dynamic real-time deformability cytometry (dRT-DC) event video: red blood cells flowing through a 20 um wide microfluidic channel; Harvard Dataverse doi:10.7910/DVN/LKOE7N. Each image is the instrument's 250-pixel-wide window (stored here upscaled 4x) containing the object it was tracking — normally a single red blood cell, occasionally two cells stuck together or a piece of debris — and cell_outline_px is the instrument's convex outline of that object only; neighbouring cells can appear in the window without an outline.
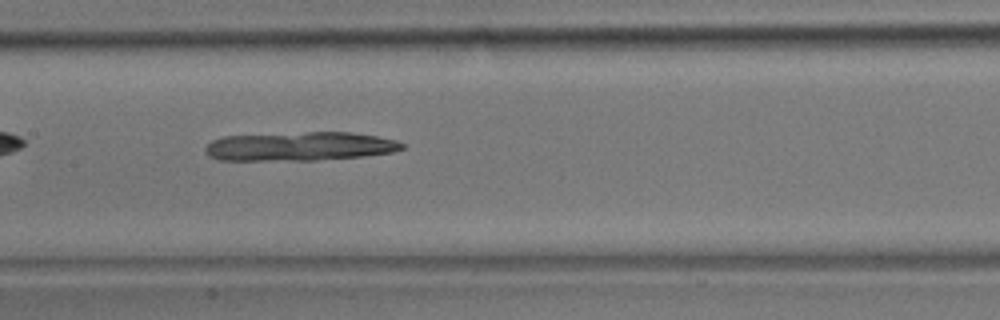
{"species": "common noctule bat (a hibernating species)", "species_latin": "Nyctalus noctula", "temperature_condition": "room temperature", "stored_images_in_passage": 37, "camera_frame_rate_fps": 3000, "um_per_image_px": 0.085, "animal": {"sex": "male", "body_mass_g": 17.9}, "frame": {"image": 1, "passage_image": 11, "time_ms": 3.333, "image_size_px": [1000, 320], "cell_outline_px": [[404, 148], [392, 152], [364, 156], [316, 160], [220, 160], [208, 156], [204, 152], [204, 148], [212, 140], [224, 136], [308, 132], [352, 132], [376, 136], [396, 140], [404, 144]], "centroid_in_image_um": [25.47, 12.44], "position_along_channel_um": 181.9, "area_um2": 33.12}}